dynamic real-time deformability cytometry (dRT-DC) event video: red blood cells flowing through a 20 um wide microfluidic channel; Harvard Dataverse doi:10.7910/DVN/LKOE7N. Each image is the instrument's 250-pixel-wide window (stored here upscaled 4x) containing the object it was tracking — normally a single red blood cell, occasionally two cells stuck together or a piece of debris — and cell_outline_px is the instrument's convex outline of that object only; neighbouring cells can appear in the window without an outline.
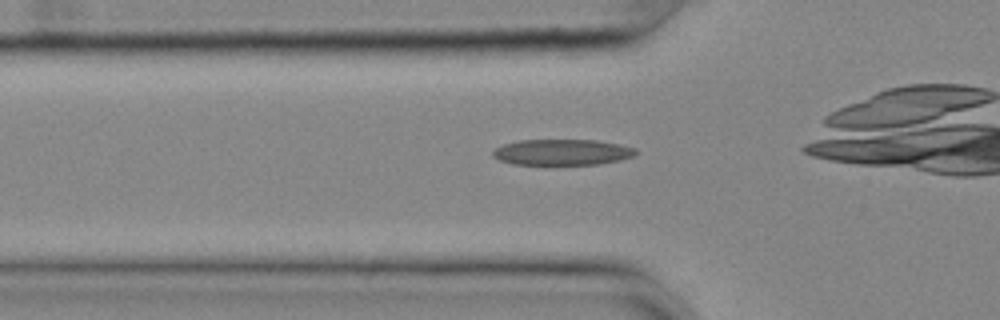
{"species": "common noctule bat (a hibernating species)", "species_latin": "Nyctalus noctula", "temperature_condition": "cold", "stored_images_in_passage": 33, "camera_frame_rate_fps": 3000, "um_per_image_px": 0.085, "animal": {"sex": "female", "body_mass_g": 25.1}, "frame": {"image": 1, "passage_image": 6, "time_ms": 1.667, "image_size_px": [1000, 320], "cell_outline_px": [[636, 156], [620, 160], [600, 164], [512, 164], [500, 160], [492, 156], [492, 152], [496, 148], [504, 144], [520, 140], [596, 140], [620, 144], [636, 148]], "centroid_in_image_um": [47.82, 12.93], "position_along_channel_um": 78.0, "area_um2": 21.56}}
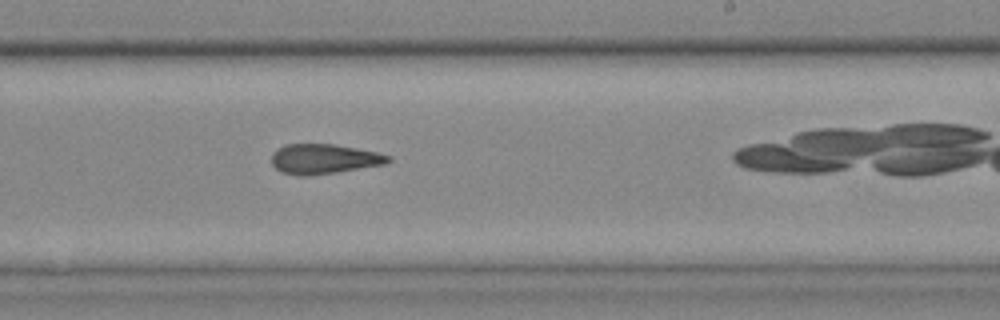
{"frame": {"image": 2, "passage_image": 21, "time_ms": 6.667, "image_size_px": [1000, 320], "cell_outline_px": [[392, 160], [388, 164], [336, 172], [308, 176], [300, 176], [280, 172], [272, 164], [272, 152], [276, 148], [284, 144], [332, 144], [356, 148], [376, 152], [392, 156]], "centroid_in_image_um": [27.53, 13.51], "position_along_channel_um": 261.5, "area_um2": 20.52}}
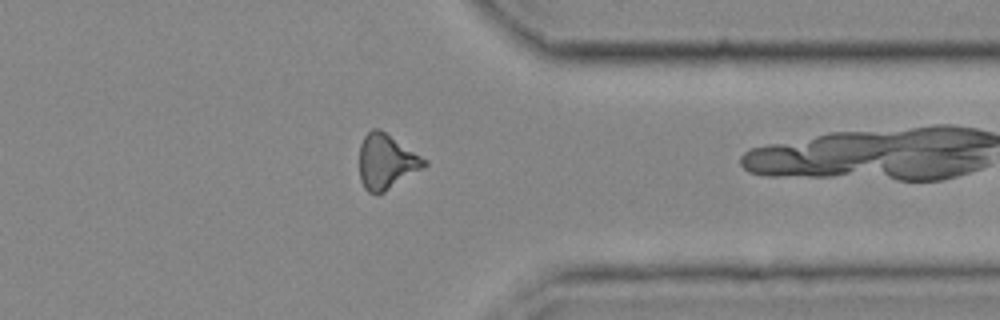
{"frame": {"image": 3, "passage_image": 31, "time_ms": 10.0, "image_size_px": [1000, 320], "cell_outline_px": [[428, 164], [380, 196], [376, 196], [368, 192], [364, 188], [360, 180], [360, 144], [364, 136], [372, 128], [380, 128], [428, 160]], "centroid_in_image_um": [32.83, 13.76], "position_along_channel_um": 378.6, "area_um2": 21.1}}